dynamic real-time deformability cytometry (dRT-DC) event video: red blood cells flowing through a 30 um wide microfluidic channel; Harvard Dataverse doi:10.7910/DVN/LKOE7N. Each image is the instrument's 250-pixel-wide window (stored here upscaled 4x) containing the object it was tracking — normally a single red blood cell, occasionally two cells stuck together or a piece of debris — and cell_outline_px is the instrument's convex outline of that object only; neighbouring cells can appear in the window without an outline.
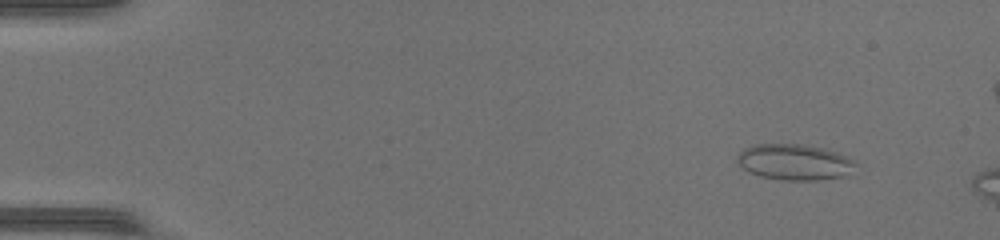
{"species": "common noctule bat (a hibernating species)", "species_latin": "Nyctalus noctula", "temperature_condition": "warm", "stored_images_in_passage": 48, "camera_frame_rate_fps": 3000, "um_per_image_px": 0.085, "animal": {"sex": "female", "body_mass_g": 17.0, "forearm_length_mm": 48.0}, "frame": {"image": 1, "passage_image": 4, "time_ms": 1.0, "image_size_px": [1000, 240], "cell_outline_px": [[856, 164], [840, 176], [816, 180], [784, 180], [760, 176], [748, 172], [736, 160], [736, 156], [740, 152], [756, 144], [800, 144], [820, 148], [844, 156], [852, 160]], "centroid_in_image_um": [67.43, 13.78], "position_along_channel_um": 17.6, "area_um2": 23.87}}
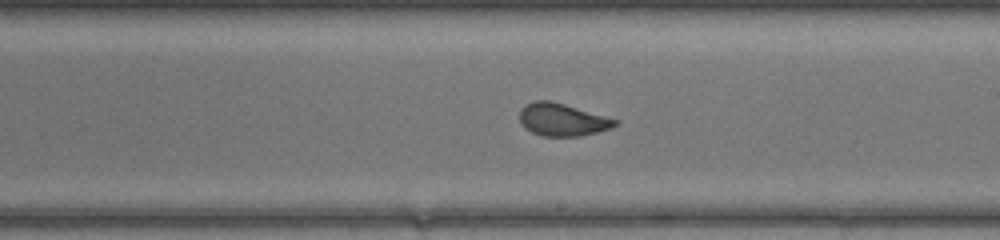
{"frame": {"image": 2, "passage_image": 28, "time_ms": 9.0, "image_size_px": [1000, 240], "cell_outline_px": [[620, 120], [616, 124], [608, 128], [596, 132], [580, 136], [544, 136], [532, 132], [524, 128], [520, 120], [520, 108], [524, 104], [536, 100], [548, 100], [564, 104]], "centroid_in_image_um": [47.75, 10.16], "position_along_channel_um": 241.2, "area_um2": 17.98}}
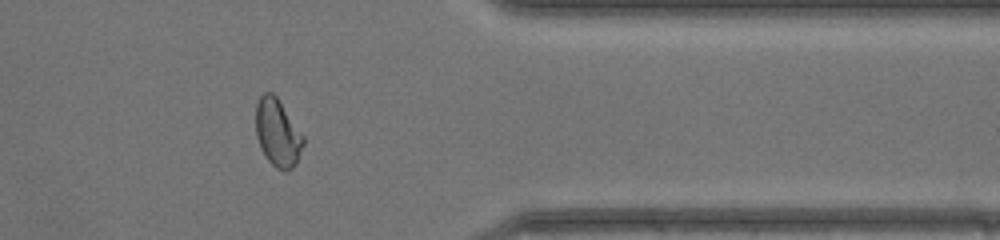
{"frame": {"image": 3, "passage_image": 39, "time_ms": 12.667, "image_size_px": [1000, 240], "cell_outline_px": [[304, 144], [296, 164], [292, 168], [284, 172], [276, 168], [268, 160], [260, 148], [256, 136], [256, 104], [260, 96], [264, 92], [272, 92], [276, 96], [304, 136]], "centroid_in_image_um": [23.59, 11.3], "position_along_channel_um": 387.8, "area_um2": 18.73}}